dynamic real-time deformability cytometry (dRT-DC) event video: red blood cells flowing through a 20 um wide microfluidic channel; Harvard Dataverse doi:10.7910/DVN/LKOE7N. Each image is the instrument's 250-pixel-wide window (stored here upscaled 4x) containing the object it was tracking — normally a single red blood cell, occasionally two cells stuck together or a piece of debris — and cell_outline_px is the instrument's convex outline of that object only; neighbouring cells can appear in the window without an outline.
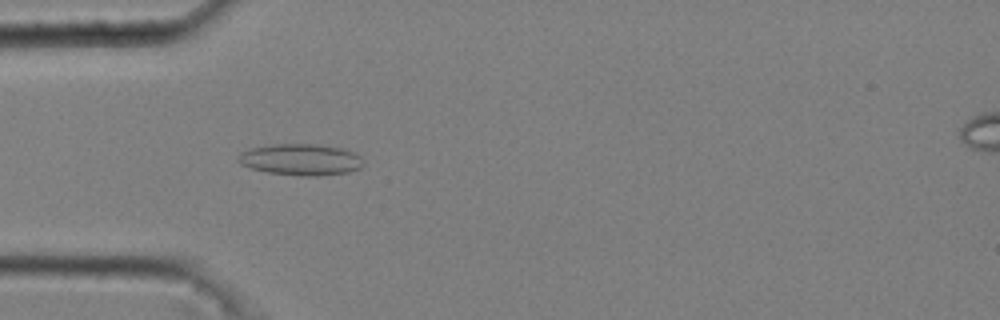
{"species": "common noctule bat (a hibernating species)", "species_latin": "Nyctalus noctula", "temperature_condition": "cold", "stored_images_in_passage": 52, "camera_frame_rate_fps": 3000, "um_per_image_px": 0.085, "animal": {"sex": "male", "body_mass_g": 20.4}, "frame": {"image": 1, "passage_image": 16, "time_ms": 5.0, "image_size_px": [1000, 320], "cell_outline_px": [[364, 164], [360, 168], [348, 172], [316, 176], [300, 176], [268, 172], [252, 168], [240, 164], [236, 160], [236, 156], [240, 152], [248, 148], [272, 144], [316, 144], [344, 148], [360, 156], [364, 160]], "centroid_in_image_um": [25.54, 13.55], "position_along_channel_um": 59.5, "area_um2": 23.18}}
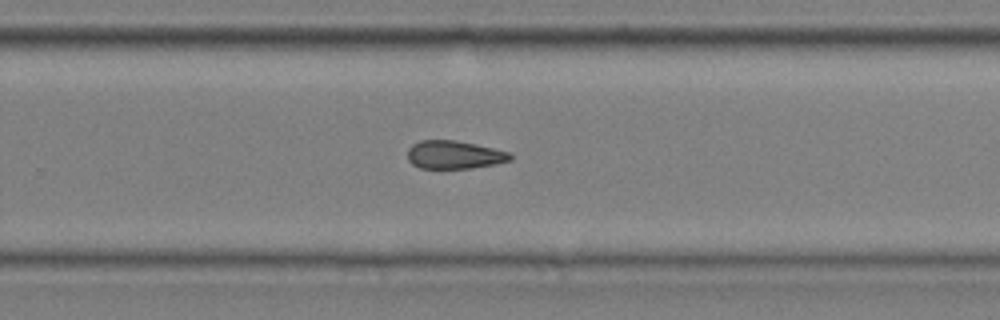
{"frame": {"image": 2, "passage_image": 35, "time_ms": 11.333, "image_size_px": [1000, 320], "cell_outline_px": [[512, 160], [496, 164], [472, 168], [420, 168], [412, 164], [408, 160], [408, 148], [412, 144], [420, 140], [456, 140], [476, 144], [512, 152]], "centroid_in_image_um": [38.64, 13.15], "position_along_channel_um": 291.2, "area_um2": 17.05}}
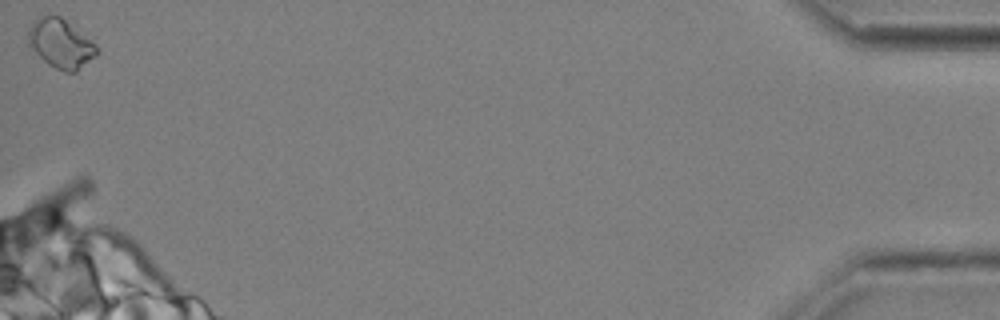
{"frame": {"image": 3, "passage_image": 52, "time_ms": 17.0, "image_size_px": [1000, 320], "cell_outline_px": [[100, 52], [96, 56], [76, 72], [64, 72], [48, 64], [28, 44], [28, 28], [32, 20], [44, 16], [60, 16], [96, 44], [100, 48]], "centroid_in_image_um": [5.18, 3.72], "position_along_channel_um": 430.0, "area_um2": 19.48}, "authors_computed_cell_mechanics": {"area_um2": 17.7446, "velocity_mm_per_s": 3.7005, "shape_relaxation_time_tau1_ms": null, "shape_relaxation_time_tau2_ms": 8.146, "deformation_change_tau1": null, "deformation_change_tau2": 0.1799}}